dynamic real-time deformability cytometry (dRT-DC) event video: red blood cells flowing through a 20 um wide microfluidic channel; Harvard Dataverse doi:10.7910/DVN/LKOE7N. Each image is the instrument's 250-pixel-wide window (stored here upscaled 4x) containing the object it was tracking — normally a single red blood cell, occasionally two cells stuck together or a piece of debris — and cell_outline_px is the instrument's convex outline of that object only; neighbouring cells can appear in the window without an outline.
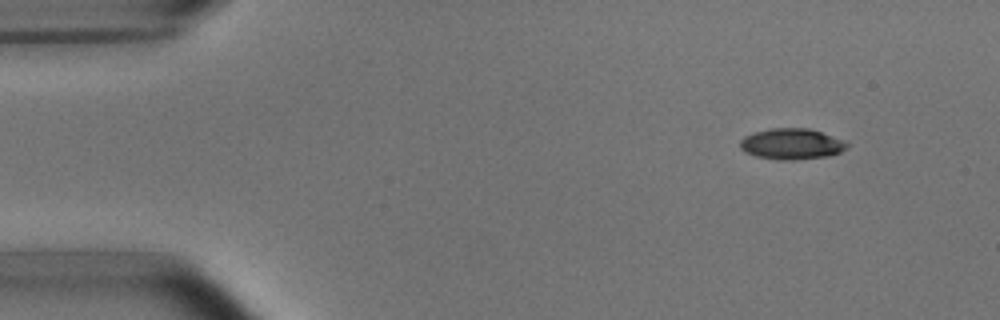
{"species": "common noctule bat (a hibernating species)", "species_latin": "Nyctalus noctula", "temperature_condition": "room temperature", "stored_images_in_passage": 4, "camera_frame_rate_fps": 3000, "um_per_image_px": 0.085, "animal": {"sex": "male", "body_mass_g": 15.6}, "frame": {"image": 1, "passage_image": 1, "time_ms": 0.0, "image_size_px": [1000, 320], "cell_outline_px": [[848, 148], [840, 152], [828, 156], [796, 160], [784, 160], [756, 156], [744, 152], [740, 148], [740, 140], [744, 136], [756, 132], [772, 128], [808, 128], [820, 132], [840, 140], [848, 144]], "centroid_in_image_um": [67.25, 12.24], "position_along_channel_um": 17.7, "area_um2": 19.02}}
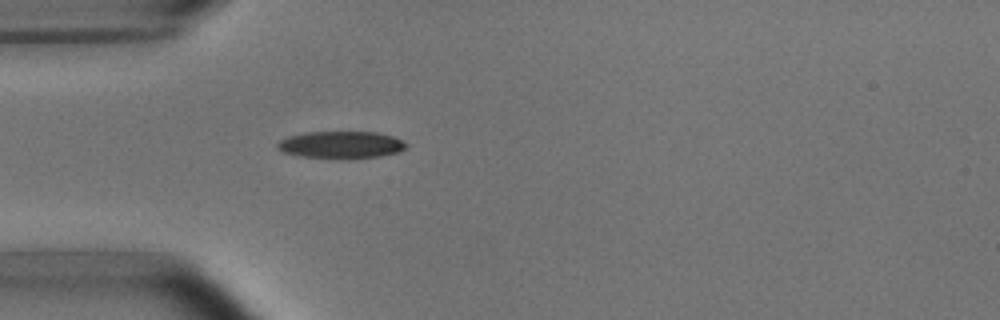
{"frame": {"image": 2, "passage_image": 4, "time_ms": 3.333, "image_size_px": [1000, 320], "cell_outline_px": [[408, 144], [404, 148], [396, 152], [380, 156], [304, 156], [280, 152], [276, 148], [276, 144], [280, 140], [288, 136], [304, 132], [376, 132], [392, 136]], "centroid_in_image_um": [28.92, 12.26], "position_along_channel_um": 56.1, "area_um2": 19.48}}